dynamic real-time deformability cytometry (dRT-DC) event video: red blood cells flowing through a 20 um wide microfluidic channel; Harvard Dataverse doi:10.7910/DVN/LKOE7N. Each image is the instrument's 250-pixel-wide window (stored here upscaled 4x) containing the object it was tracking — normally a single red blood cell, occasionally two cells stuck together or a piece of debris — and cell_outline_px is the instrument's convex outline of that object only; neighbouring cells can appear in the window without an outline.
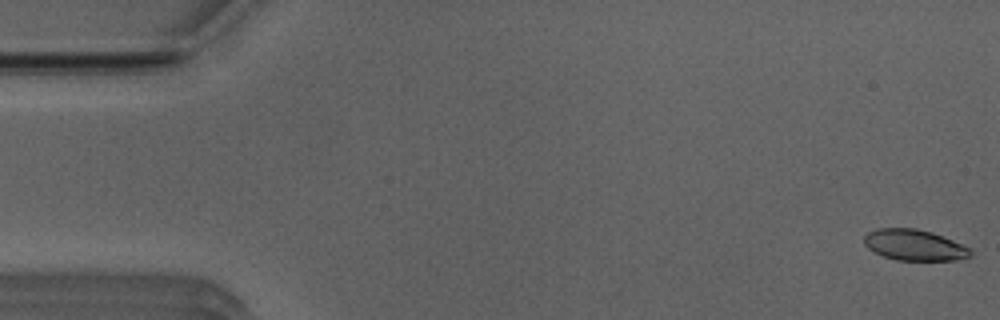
{"species": "Egyptian fruit bat (a non-hibernating species)", "species_latin": "Rousettus aegyptiacus", "temperature_condition": "room temperature", "stored_images_in_passage": 52, "camera_frame_rate_fps": 3000, "um_per_image_px": 0.085, "animal": {"sex": "male"}, "frame": {"image": 1, "passage_image": 1, "time_ms": 0.0, "image_size_px": [1000, 320], "cell_outline_px": [[972, 256], [956, 260], [896, 260], [884, 256], [868, 248], [864, 244], [864, 236], [868, 232], [876, 228], [916, 228], [932, 232], [952, 240], [968, 248], [972, 252]], "centroid_in_image_um": [77.7, 20.82], "position_along_channel_um": 7.3, "area_um2": 19.07}}
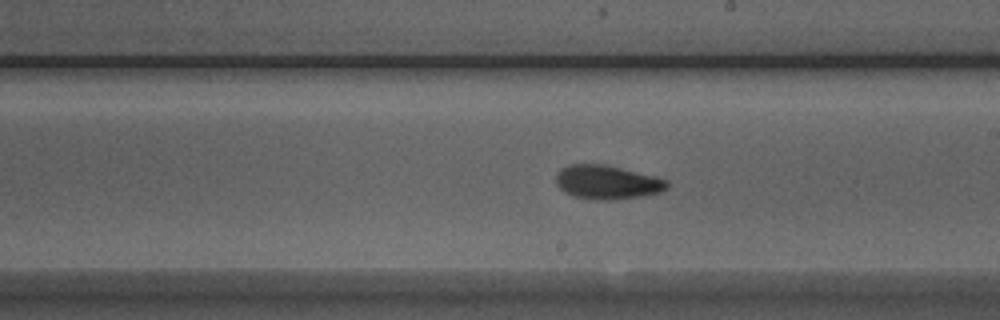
{"frame": {"image": 2, "passage_image": 29, "time_ms": 9.333, "image_size_px": [1000, 320], "cell_outline_px": [[668, 188], [660, 192], [640, 196], [608, 200], [596, 200], [572, 196], [564, 192], [556, 184], [556, 172], [560, 168], [568, 164], [604, 164], [668, 180]], "centroid_in_image_um": [51.54, 15.49], "position_along_channel_um": 237.5, "area_um2": 21.85}}
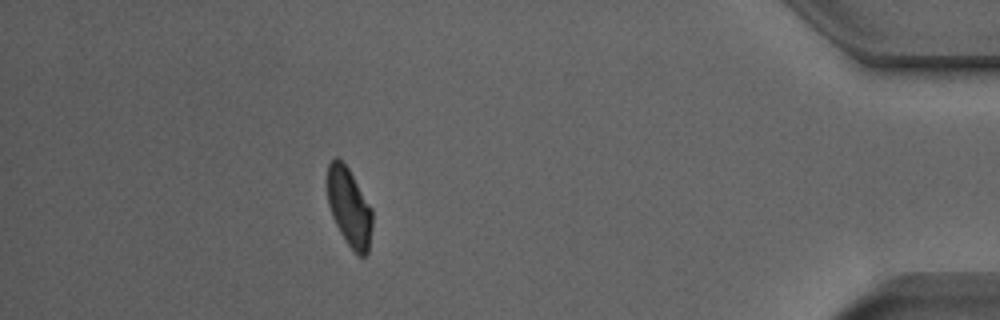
{"frame": {"image": 3, "passage_image": 46, "time_ms": 15.0, "image_size_px": [1000, 320], "cell_outline_px": [[372, 228], [368, 252], [364, 256], [356, 256], [344, 240], [332, 216], [328, 204], [324, 180], [328, 164], [336, 156], [348, 168], [372, 208]], "centroid_in_image_um": [29.64, 17.61], "position_along_channel_um": 405.6, "area_um2": 21.1}, "authors_computed_cell_mechanics": {"area_um2": 20.9814, "velocity_mm_per_s": 3.9389, "shape_relaxation_time_tau1_ms": 4.03, "shape_relaxation_time_tau2_ms": 1.7198, "deformation_change_tau1": 0.137, "deformation_change_tau2": 0.0713}}